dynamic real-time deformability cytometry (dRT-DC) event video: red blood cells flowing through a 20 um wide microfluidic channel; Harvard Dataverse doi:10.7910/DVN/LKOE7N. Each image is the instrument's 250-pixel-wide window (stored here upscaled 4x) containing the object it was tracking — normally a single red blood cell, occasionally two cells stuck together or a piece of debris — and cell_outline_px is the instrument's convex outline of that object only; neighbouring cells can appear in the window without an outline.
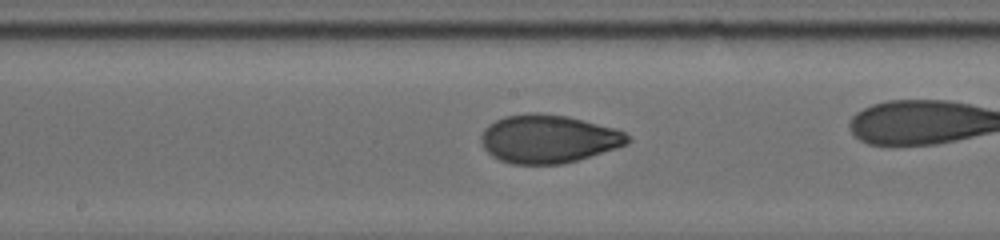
{"species": "human", "species_latin": "Homo sapiens", "temperature_condition": "cold", "stored_images_in_passage": 78, "camera_frame_rate_fps": 3000, "um_per_image_px": 0.085, "donor": {"sex": "male"}, "frame": {"image": 1, "passage_image": 58, "time_ms": 10.667, "image_size_px": [1000, 240], "cell_outline_px": [[632, 140], [628, 144], [616, 148], [564, 164], [512, 164], [500, 160], [492, 156], [484, 148], [480, 136], [484, 128], [488, 124], [496, 120], [508, 116], [532, 112], [536, 112], [568, 116], [616, 128], [624, 132]], "centroid_in_image_um": [46.62, 11.8], "position_along_channel_um": 201.6, "area_um2": 41.27}}